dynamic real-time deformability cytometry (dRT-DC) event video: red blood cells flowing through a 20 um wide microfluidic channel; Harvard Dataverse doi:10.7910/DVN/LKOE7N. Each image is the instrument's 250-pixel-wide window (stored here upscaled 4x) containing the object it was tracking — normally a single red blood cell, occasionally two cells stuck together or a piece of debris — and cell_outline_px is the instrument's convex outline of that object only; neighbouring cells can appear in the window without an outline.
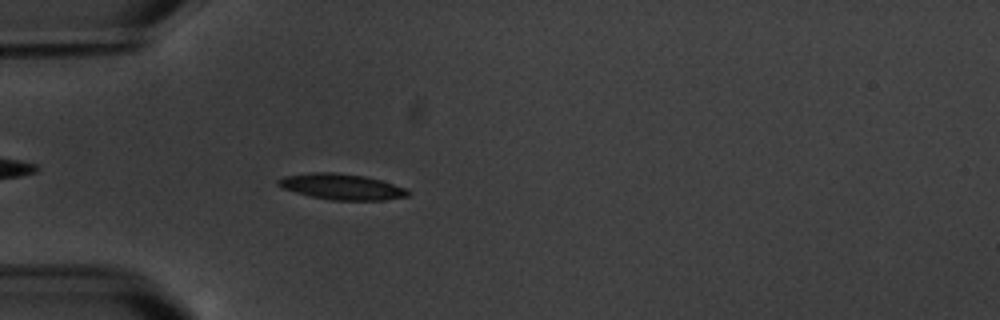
{"species": "common noctule bat (a hibernating species)", "species_latin": "Nyctalus noctula", "temperature_condition": "warm", "stored_images_in_passage": 5, "camera_frame_rate_fps": 3000, "um_per_image_px": 0.085, "animal": {"sex": "male", "body_mass_g": 20.1, "forearm_length_mm": 53.5}, "frame": {"image": 1, "passage_image": 5, "time_ms": 5.667, "image_size_px": [1000, 320], "cell_outline_px": [[412, 192], [408, 196], [384, 200], [332, 200], [312, 196], [280, 188], [276, 184], [276, 180], [284, 176], [312, 172], [336, 172], [364, 176], [380, 180], [404, 188]], "centroid_in_image_um": [29.0, 15.86], "position_along_channel_um": 56.0, "area_um2": 19.48}}